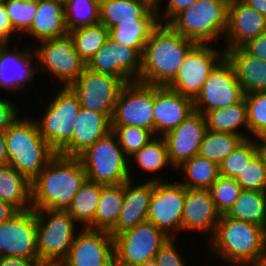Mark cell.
<instances>
[{
  "label": "cell",
  "instance_id": "44dd1931",
  "mask_svg": "<svg viewBox=\"0 0 266 266\" xmlns=\"http://www.w3.org/2000/svg\"><path fill=\"white\" fill-rule=\"evenodd\" d=\"M153 111L154 135L163 137L194 111V103L167 86H154Z\"/></svg>",
  "mask_w": 266,
  "mask_h": 266
},
{
  "label": "cell",
  "instance_id": "7dc6e473",
  "mask_svg": "<svg viewBox=\"0 0 266 266\" xmlns=\"http://www.w3.org/2000/svg\"><path fill=\"white\" fill-rule=\"evenodd\" d=\"M17 108L8 100L0 99V130L6 131L18 118Z\"/></svg>",
  "mask_w": 266,
  "mask_h": 266
},
{
  "label": "cell",
  "instance_id": "9f6ffc18",
  "mask_svg": "<svg viewBox=\"0 0 266 266\" xmlns=\"http://www.w3.org/2000/svg\"><path fill=\"white\" fill-rule=\"evenodd\" d=\"M258 139L260 140L256 142L257 152H258V155L261 157L264 163V166L266 167V141L262 137Z\"/></svg>",
  "mask_w": 266,
  "mask_h": 266
},
{
  "label": "cell",
  "instance_id": "cb8c5ba5",
  "mask_svg": "<svg viewBox=\"0 0 266 266\" xmlns=\"http://www.w3.org/2000/svg\"><path fill=\"white\" fill-rule=\"evenodd\" d=\"M220 216L209 190L185 188L182 230H211L214 235Z\"/></svg>",
  "mask_w": 266,
  "mask_h": 266
},
{
  "label": "cell",
  "instance_id": "30bf717a",
  "mask_svg": "<svg viewBox=\"0 0 266 266\" xmlns=\"http://www.w3.org/2000/svg\"><path fill=\"white\" fill-rule=\"evenodd\" d=\"M225 58V51L218 53L207 44H196L186 55L175 78L167 85L184 97L195 100L208 75Z\"/></svg>",
  "mask_w": 266,
  "mask_h": 266
},
{
  "label": "cell",
  "instance_id": "c3c4849f",
  "mask_svg": "<svg viewBox=\"0 0 266 266\" xmlns=\"http://www.w3.org/2000/svg\"><path fill=\"white\" fill-rule=\"evenodd\" d=\"M248 54L266 61V31L242 47Z\"/></svg>",
  "mask_w": 266,
  "mask_h": 266
},
{
  "label": "cell",
  "instance_id": "680465c9",
  "mask_svg": "<svg viewBox=\"0 0 266 266\" xmlns=\"http://www.w3.org/2000/svg\"><path fill=\"white\" fill-rule=\"evenodd\" d=\"M110 266H141V265H136L133 263L119 260L115 255H113Z\"/></svg>",
  "mask_w": 266,
  "mask_h": 266
},
{
  "label": "cell",
  "instance_id": "4fadbf2b",
  "mask_svg": "<svg viewBox=\"0 0 266 266\" xmlns=\"http://www.w3.org/2000/svg\"><path fill=\"white\" fill-rule=\"evenodd\" d=\"M244 95L235 69L225 57L208 75L199 95L193 101L194 110L204 115L208 111L240 102Z\"/></svg>",
  "mask_w": 266,
  "mask_h": 266
},
{
  "label": "cell",
  "instance_id": "b9f144b4",
  "mask_svg": "<svg viewBox=\"0 0 266 266\" xmlns=\"http://www.w3.org/2000/svg\"><path fill=\"white\" fill-rule=\"evenodd\" d=\"M248 114V132L257 138L266 134V91L244 95Z\"/></svg>",
  "mask_w": 266,
  "mask_h": 266
},
{
  "label": "cell",
  "instance_id": "6da1fadb",
  "mask_svg": "<svg viewBox=\"0 0 266 266\" xmlns=\"http://www.w3.org/2000/svg\"><path fill=\"white\" fill-rule=\"evenodd\" d=\"M87 175L78 157L57 154L31 182L34 210H67Z\"/></svg>",
  "mask_w": 266,
  "mask_h": 266
},
{
  "label": "cell",
  "instance_id": "9c48e42d",
  "mask_svg": "<svg viewBox=\"0 0 266 266\" xmlns=\"http://www.w3.org/2000/svg\"><path fill=\"white\" fill-rule=\"evenodd\" d=\"M125 83L116 76L94 72L87 67L69 88L78 97L81 108L113 116L119 93Z\"/></svg>",
  "mask_w": 266,
  "mask_h": 266
},
{
  "label": "cell",
  "instance_id": "603a6c76",
  "mask_svg": "<svg viewBox=\"0 0 266 266\" xmlns=\"http://www.w3.org/2000/svg\"><path fill=\"white\" fill-rule=\"evenodd\" d=\"M73 125L72 139L57 154L78 157L98 139L111 131V120L105 114L83 108Z\"/></svg>",
  "mask_w": 266,
  "mask_h": 266
},
{
  "label": "cell",
  "instance_id": "db71d44e",
  "mask_svg": "<svg viewBox=\"0 0 266 266\" xmlns=\"http://www.w3.org/2000/svg\"><path fill=\"white\" fill-rule=\"evenodd\" d=\"M8 154L6 148L5 131L0 130V165L7 164Z\"/></svg>",
  "mask_w": 266,
  "mask_h": 266
},
{
  "label": "cell",
  "instance_id": "f907efd6",
  "mask_svg": "<svg viewBox=\"0 0 266 266\" xmlns=\"http://www.w3.org/2000/svg\"><path fill=\"white\" fill-rule=\"evenodd\" d=\"M198 0H168L166 6V12L164 14L166 20L165 24H168L179 12L188 8Z\"/></svg>",
  "mask_w": 266,
  "mask_h": 266
},
{
  "label": "cell",
  "instance_id": "d4e9b609",
  "mask_svg": "<svg viewBox=\"0 0 266 266\" xmlns=\"http://www.w3.org/2000/svg\"><path fill=\"white\" fill-rule=\"evenodd\" d=\"M159 9L150 0H100V23L108 30L121 22L160 20Z\"/></svg>",
  "mask_w": 266,
  "mask_h": 266
},
{
  "label": "cell",
  "instance_id": "816d5d0a",
  "mask_svg": "<svg viewBox=\"0 0 266 266\" xmlns=\"http://www.w3.org/2000/svg\"><path fill=\"white\" fill-rule=\"evenodd\" d=\"M38 260L0 257V266H37Z\"/></svg>",
  "mask_w": 266,
  "mask_h": 266
},
{
  "label": "cell",
  "instance_id": "484cf974",
  "mask_svg": "<svg viewBox=\"0 0 266 266\" xmlns=\"http://www.w3.org/2000/svg\"><path fill=\"white\" fill-rule=\"evenodd\" d=\"M40 41L61 37L69 33L63 0H37V12L26 31Z\"/></svg>",
  "mask_w": 266,
  "mask_h": 266
},
{
  "label": "cell",
  "instance_id": "d6a6232c",
  "mask_svg": "<svg viewBox=\"0 0 266 266\" xmlns=\"http://www.w3.org/2000/svg\"><path fill=\"white\" fill-rule=\"evenodd\" d=\"M101 190L102 184L86 180L66 210L75 221L82 222L84 228L94 230V216Z\"/></svg>",
  "mask_w": 266,
  "mask_h": 266
},
{
  "label": "cell",
  "instance_id": "8992f818",
  "mask_svg": "<svg viewBox=\"0 0 266 266\" xmlns=\"http://www.w3.org/2000/svg\"><path fill=\"white\" fill-rule=\"evenodd\" d=\"M78 158L82 162L87 180L91 182L117 185L131 179L128 158L112 130L88 147Z\"/></svg>",
  "mask_w": 266,
  "mask_h": 266
},
{
  "label": "cell",
  "instance_id": "2e32d148",
  "mask_svg": "<svg viewBox=\"0 0 266 266\" xmlns=\"http://www.w3.org/2000/svg\"><path fill=\"white\" fill-rule=\"evenodd\" d=\"M184 203L185 187L180 182L155 181L147 222L152 223L171 238V231L182 230Z\"/></svg>",
  "mask_w": 266,
  "mask_h": 266
},
{
  "label": "cell",
  "instance_id": "8d00e7d4",
  "mask_svg": "<svg viewBox=\"0 0 266 266\" xmlns=\"http://www.w3.org/2000/svg\"><path fill=\"white\" fill-rule=\"evenodd\" d=\"M73 45L80 58L87 64L96 52L105 44L109 30L98 23L69 31Z\"/></svg>",
  "mask_w": 266,
  "mask_h": 266
},
{
  "label": "cell",
  "instance_id": "52a82bcc",
  "mask_svg": "<svg viewBox=\"0 0 266 266\" xmlns=\"http://www.w3.org/2000/svg\"><path fill=\"white\" fill-rule=\"evenodd\" d=\"M35 212L38 259L64 260L76 236L73 227L75 219L66 210L46 209Z\"/></svg>",
  "mask_w": 266,
  "mask_h": 266
},
{
  "label": "cell",
  "instance_id": "94428289",
  "mask_svg": "<svg viewBox=\"0 0 266 266\" xmlns=\"http://www.w3.org/2000/svg\"><path fill=\"white\" fill-rule=\"evenodd\" d=\"M157 8H159L160 0H150Z\"/></svg>",
  "mask_w": 266,
  "mask_h": 266
},
{
  "label": "cell",
  "instance_id": "f1b7e54d",
  "mask_svg": "<svg viewBox=\"0 0 266 266\" xmlns=\"http://www.w3.org/2000/svg\"><path fill=\"white\" fill-rule=\"evenodd\" d=\"M0 199L17 210L32 208L31 182L10 164L0 165Z\"/></svg>",
  "mask_w": 266,
  "mask_h": 266
},
{
  "label": "cell",
  "instance_id": "4316f807",
  "mask_svg": "<svg viewBox=\"0 0 266 266\" xmlns=\"http://www.w3.org/2000/svg\"><path fill=\"white\" fill-rule=\"evenodd\" d=\"M32 58L30 50L10 52L4 45L0 50V87L19 90L24 88V82L32 81L39 70V65H30Z\"/></svg>",
  "mask_w": 266,
  "mask_h": 266
},
{
  "label": "cell",
  "instance_id": "3957f363",
  "mask_svg": "<svg viewBox=\"0 0 266 266\" xmlns=\"http://www.w3.org/2000/svg\"><path fill=\"white\" fill-rule=\"evenodd\" d=\"M212 237L211 249L232 265L266 266V230L263 227L223 214Z\"/></svg>",
  "mask_w": 266,
  "mask_h": 266
},
{
  "label": "cell",
  "instance_id": "ab89813d",
  "mask_svg": "<svg viewBox=\"0 0 266 266\" xmlns=\"http://www.w3.org/2000/svg\"><path fill=\"white\" fill-rule=\"evenodd\" d=\"M244 139L238 147L219 165L220 175L236 178L250 161L258 154L256 141ZM255 141V142H254Z\"/></svg>",
  "mask_w": 266,
  "mask_h": 266
},
{
  "label": "cell",
  "instance_id": "7bdbcfd3",
  "mask_svg": "<svg viewBox=\"0 0 266 266\" xmlns=\"http://www.w3.org/2000/svg\"><path fill=\"white\" fill-rule=\"evenodd\" d=\"M214 201L217 211L223 215L226 214L238 199L242 188L236 182V179L219 176V178L208 189Z\"/></svg>",
  "mask_w": 266,
  "mask_h": 266
},
{
  "label": "cell",
  "instance_id": "11a10c76",
  "mask_svg": "<svg viewBox=\"0 0 266 266\" xmlns=\"http://www.w3.org/2000/svg\"><path fill=\"white\" fill-rule=\"evenodd\" d=\"M255 11L260 12L266 18V0H243Z\"/></svg>",
  "mask_w": 266,
  "mask_h": 266
},
{
  "label": "cell",
  "instance_id": "f35d334b",
  "mask_svg": "<svg viewBox=\"0 0 266 266\" xmlns=\"http://www.w3.org/2000/svg\"><path fill=\"white\" fill-rule=\"evenodd\" d=\"M142 170L157 172L169 161L166 142L163 137H155L133 156Z\"/></svg>",
  "mask_w": 266,
  "mask_h": 266
},
{
  "label": "cell",
  "instance_id": "1f68e13d",
  "mask_svg": "<svg viewBox=\"0 0 266 266\" xmlns=\"http://www.w3.org/2000/svg\"><path fill=\"white\" fill-rule=\"evenodd\" d=\"M123 205V183L102 185L94 216V230L109 231L119 217Z\"/></svg>",
  "mask_w": 266,
  "mask_h": 266
},
{
  "label": "cell",
  "instance_id": "e7e4bbea",
  "mask_svg": "<svg viewBox=\"0 0 266 266\" xmlns=\"http://www.w3.org/2000/svg\"><path fill=\"white\" fill-rule=\"evenodd\" d=\"M262 138L266 141V134Z\"/></svg>",
  "mask_w": 266,
  "mask_h": 266
},
{
  "label": "cell",
  "instance_id": "d590c367",
  "mask_svg": "<svg viewBox=\"0 0 266 266\" xmlns=\"http://www.w3.org/2000/svg\"><path fill=\"white\" fill-rule=\"evenodd\" d=\"M243 140L238 134L207 130L198 154L220 165Z\"/></svg>",
  "mask_w": 266,
  "mask_h": 266
},
{
  "label": "cell",
  "instance_id": "681fc988",
  "mask_svg": "<svg viewBox=\"0 0 266 266\" xmlns=\"http://www.w3.org/2000/svg\"><path fill=\"white\" fill-rule=\"evenodd\" d=\"M12 33H14V30L7 9L4 4H0V43L8 45Z\"/></svg>",
  "mask_w": 266,
  "mask_h": 266
},
{
  "label": "cell",
  "instance_id": "f546056e",
  "mask_svg": "<svg viewBox=\"0 0 266 266\" xmlns=\"http://www.w3.org/2000/svg\"><path fill=\"white\" fill-rule=\"evenodd\" d=\"M204 116L207 130L238 134L244 139L250 138L238 131L241 126L248 130L247 105L244 98L240 102L225 108L208 111Z\"/></svg>",
  "mask_w": 266,
  "mask_h": 266
},
{
  "label": "cell",
  "instance_id": "60d3db41",
  "mask_svg": "<svg viewBox=\"0 0 266 266\" xmlns=\"http://www.w3.org/2000/svg\"><path fill=\"white\" fill-rule=\"evenodd\" d=\"M111 130L127 158L156 137L151 130L135 126H111Z\"/></svg>",
  "mask_w": 266,
  "mask_h": 266
},
{
  "label": "cell",
  "instance_id": "5bb4252c",
  "mask_svg": "<svg viewBox=\"0 0 266 266\" xmlns=\"http://www.w3.org/2000/svg\"><path fill=\"white\" fill-rule=\"evenodd\" d=\"M114 255L122 261L142 265L155 258L170 238L150 222L136 225L114 237Z\"/></svg>",
  "mask_w": 266,
  "mask_h": 266
},
{
  "label": "cell",
  "instance_id": "ac0fdd59",
  "mask_svg": "<svg viewBox=\"0 0 266 266\" xmlns=\"http://www.w3.org/2000/svg\"><path fill=\"white\" fill-rule=\"evenodd\" d=\"M206 131L205 116L194 110L178 127L163 136L173 169L199 153Z\"/></svg>",
  "mask_w": 266,
  "mask_h": 266
},
{
  "label": "cell",
  "instance_id": "be15d7a7",
  "mask_svg": "<svg viewBox=\"0 0 266 266\" xmlns=\"http://www.w3.org/2000/svg\"><path fill=\"white\" fill-rule=\"evenodd\" d=\"M5 0H0V4H3Z\"/></svg>",
  "mask_w": 266,
  "mask_h": 266
},
{
  "label": "cell",
  "instance_id": "9a60e30c",
  "mask_svg": "<svg viewBox=\"0 0 266 266\" xmlns=\"http://www.w3.org/2000/svg\"><path fill=\"white\" fill-rule=\"evenodd\" d=\"M40 42L42 43L41 46L34 50L35 56L43 63L40 69H47L60 81L63 80L64 87H69L86 67L85 62L74 48L72 37L68 33Z\"/></svg>",
  "mask_w": 266,
  "mask_h": 266
},
{
  "label": "cell",
  "instance_id": "4dcf8cb0",
  "mask_svg": "<svg viewBox=\"0 0 266 266\" xmlns=\"http://www.w3.org/2000/svg\"><path fill=\"white\" fill-rule=\"evenodd\" d=\"M225 215L266 230V192L243 190Z\"/></svg>",
  "mask_w": 266,
  "mask_h": 266
},
{
  "label": "cell",
  "instance_id": "836d02e7",
  "mask_svg": "<svg viewBox=\"0 0 266 266\" xmlns=\"http://www.w3.org/2000/svg\"><path fill=\"white\" fill-rule=\"evenodd\" d=\"M158 24V20L121 22L109 29V37L124 46L135 48L143 55L150 34Z\"/></svg>",
  "mask_w": 266,
  "mask_h": 266
},
{
  "label": "cell",
  "instance_id": "83f0119b",
  "mask_svg": "<svg viewBox=\"0 0 266 266\" xmlns=\"http://www.w3.org/2000/svg\"><path fill=\"white\" fill-rule=\"evenodd\" d=\"M224 51L245 94L266 91V61L248 54L243 48Z\"/></svg>",
  "mask_w": 266,
  "mask_h": 266
},
{
  "label": "cell",
  "instance_id": "277c9868",
  "mask_svg": "<svg viewBox=\"0 0 266 266\" xmlns=\"http://www.w3.org/2000/svg\"><path fill=\"white\" fill-rule=\"evenodd\" d=\"M8 162L32 182L57 152L40 134L36 120L17 119L6 131Z\"/></svg>",
  "mask_w": 266,
  "mask_h": 266
},
{
  "label": "cell",
  "instance_id": "e0dca14e",
  "mask_svg": "<svg viewBox=\"0 0 266 266\" xmlns=\"http://www.w3.org/2000/svg\"><path fill=\"white\" fill-rule=\"evenodd\" d=\"M86 67L94 72L120 78L125 84L137 81L142 68V55L110 37L96 52Z\"/></svg>",
  "mask_w": 266,
  "mask_h": 266
},
{
  "label": "cell",
  "instance_id": "d6986e66",
  "mask_svg": "<svg viewBox=\"0 0 266 266\" xmlns=\"http://www.w3.org/2000/svg\"><path fill=\"white\" fill-rule=\"evenodd\" d=\"M64 259L68 266H110L114 238L108 231L82 229Z\"/></svg>",
  "mask_w": 266,
  "mask_h": 266
},
{
  "label": "cell",
  "instance_id": "74e56055",
  "mask_svg": "<svg viewBox=\"0 0 266 266\" xmlns=\"http://www.w3.org/2000/svg\"><path fill=\"white\" fill-rule=\"evenodd\" d=\"M69 31L100 23V0H64Z\"/></svg>",
  "mask_w": 266,
  "mask_h": 266
},
{
  "label": "cell",
  "instance_id": "ba28073f",
  "mask_svg": "<svg viewBox=\"0 0 266 266\" xmlns=\"http://www.w3.org/2000/svg\"><path fill=\"white\" fill-rule=\"evenodd\" d=\"M46 109L44 117L36 122L40 134L58 153L72 139L73 123L81 105L74 92L63 87Z\"/></svg>",
  "mask_w": 266,
  "mask_h": 266
},
{
  "label": "cell",
  "instance_id": "ffe728a7",
  "mask_svg": "<svg viewBox=\"0 0 266 266\" xmlns=\"http://www.w3.org/2000/svg\"><path fill=\"white\" fill-rule=\"evenodd\" d=\"M266 31V18L243 0H229L224 50L242 48Z\"/></svg>",
  "mask_w": 266,
  "mask_h": 266
},
{
  "label": "cell",
  "instance_id": "bcb514c9",
  "mask_svg": "<svg viewBox=\"0 0 266 266\" xmlns=\"http://www.w3.org/2000/svg\"><path fill=\"white\" fill-rule=\"evenodd\" d=\"M158 266H185L178 254L173 239L169 238L155 256Z\"/></svg>",
  "mask_w": 266,
  "mask_h": 266
},
{
  "label": "cell",
  "instance_id": "8fae6325",
  "mask_svg": "<svg viewBox=\"0 0 266 266\" xmlns=\"http://www.w3.org/2000/svg\"><path fill=\"white\" fill-rule=\"evenodd\" d=\"M154 85L126 83L115 104L111 126H135L154 133Z\"/></svg>",
  "mask_w": 266,
  "mask_h": 266
},
{
  "label": "cell",
  "instance_id": "7c38bea8",
  "mask_svg": "<svg viewBox=\"0 0 266 266\" xmlns=\"http://www.w3.org/2000/svg\"><path fill=\"white\" fill-rule=\"evenodd\" d=\"M0 257L39 260L37 219L33 208L18 210L0 223Z\"/></svg>",
  "mask_w": 266,
  "mask_h": 266
},
{
  "label": "cell",
  "instance_id": "5b68a950",
  "mask_svg": "<svg viewBox=\"0 0 266 266\" xmlns=\"http://www.w3.org/2000/svg\"><path fill=\"white\" fill-rule=\"evenodd\" d=\"M229 0H198L168 24L197 44H209L226 33Z\"/></svg>",
  "mask_w": 266,
  "mask_h": 266
},
{
  "label": "cell",
  "instance_id": "7402d4cb",
  "mask_svg": "<svg viewBox=\"0 0 266 266\" xmlns=\"http://www.w3.org/2000/svg\"><path fill=\"white\" fill-rule=\"evenodd\" d=\"M155 181H161V179H149L145 183L134 187L131 179L123 183L122 209L116 224L108 231L112 237L136 225L147 222L149 203Z\"/></svg>",
  "mask_w": 266,
  "mask_h": 266
},
{
  "label": "cell",
  "instance_id": "ee69618b",
  "mask_svg": "<svg viewBox=\"0 0 266 266\" xmlns=\"http://www.w3.org/2000/svg\"><path fill=\"white\" fill-rule=\"evenodd\" d=\"M3 4L7 9L14 32H26L36 15L37 0H5Z\"/></svg>",
  "mask_w": 266,
  "mask_h": 266
},
{
  "label": "cell",
  "instance_id": "6f0895ef",
  "mask_svg": "<svg viewBox=\"0 0 266 266\" xmlns=\"http://www.w3.org/2000/svg\"><path fill=\"white\" fill-rule=\"evenodd\" d=\"M37 266H68L65 260H38Z\"/></svg>",
  "mask_w": 266,
  "mask_h": 266
},
{
  "label": "cell",
  "instance_id": "6125c7cd",
  "mask_svg": "<svg viewBox=\"0 0 266 266\" xmlns=\"http://www.w3.org/2000/svg\"><path fill=\"white\" fill-rule=\"evenodd\" d=\"M3 46H4V44L0 43V50L2 49Z\"/></svg>",
  "mask_w": 266,
  "mask_h": 266
},
{
  "label": "cell",
  "instance_id": "f6af8a7d",
  "mask_svg": "<svg viewBox=\"0 0 266 266\" xmlns=\"http://www.w3.org/2000/svg\"><path fill=\"white\" fill-rule=\"evenodd\" d=\"M242 190L266 192V167L257 154L235 178Z\"/></svg>",
  "mask_w": 266,
  "mask_h": 266
},
{
  "label": "cell",
  "instance_id": "91938a15",
  "mask_svg": "<svg viewBox=\"0 0 266 266\" xmlns=\"http://www.w3.org/2000/svg\"><path fill=\"white\" fill-rule=\"evenodd\" d=\"M141 266H158V263L155 258H152V259L147 260Z\"/></svg>",
  "mask_w": 266,
  "mask_h": 266
},
{
  "label": "cell",
  "instance_id": "7a4b0ae2",
  "mask_svg": "<svg viewBox=\"0 0 266 266\" xmlns=\"http://www.w3.org/2000/svg\"><path fill=\"white\" fill-rule=\"evenodd\" d=\"M196 44L195 41L180 35L169 24L159 23L152 30L144 47L142 68L137 82L167 86Z\"/></svg>",
  "mask_w": 266,
  "mask_h": 266
},
{
  "label": "cell",
  "instance_id": "e575fe53",
  "mask_svg": "<svg viewBox=\"0 0 266 266\" xmlns=\"http://www.w3.org/2000/svg\"><path fill=\"white\" fill-rule=\"evenodd\" d=\"M178 169H183L188 181L181 184L188 189L208 190L220 176L219 165L199 154L184 161Z\"/></svg>",
  "mask_w": 266,
  "mask_h": 266
},
{
  "label": "cell",
  "instance_id": "f5cc1de1",
  "mask_svg": "<svg viewBox=\"0 0 266 266\" xmlns=\"http://www.w3.org/2000/svg\"><path fill=\"white\" fill-rule=\"evenodd\" d=\"M17 211L10 203L0 199V223H4Z\"/></svg>",
  "mask_w": 266,
  "mask_h": 266
}]
</instances>
